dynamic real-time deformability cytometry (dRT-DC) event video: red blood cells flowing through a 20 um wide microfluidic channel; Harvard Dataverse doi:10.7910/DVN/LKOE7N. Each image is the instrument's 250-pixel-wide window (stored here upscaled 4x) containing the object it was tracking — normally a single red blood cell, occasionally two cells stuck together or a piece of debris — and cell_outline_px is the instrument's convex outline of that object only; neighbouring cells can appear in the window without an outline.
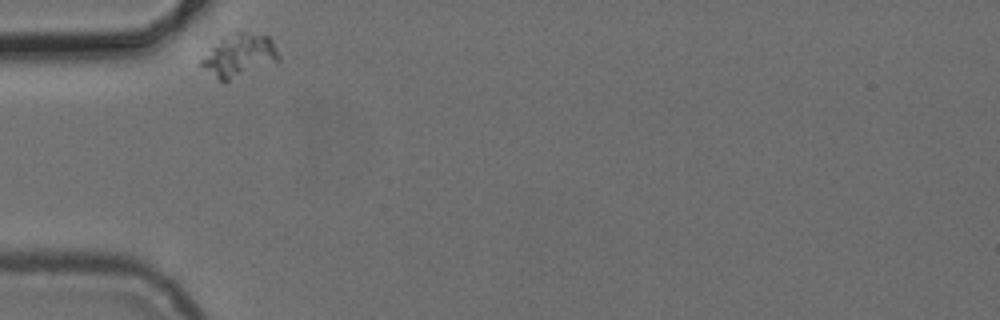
{"species": "common noctule bat (a hibernating species)", "species_latin": "Nyctalus noctula", "temperature_condition": "cold", "stored_images_in_passage": 8, "segment_of_instrument_passage": [2, 2], "camera_frame_rate_fps": 3000, "um_per_image_px": 0.085, "animal": {"sex": "female", "body_mass_g": 24.6, "forearm_length_mm": 56.2}, "frame": {"image": 1, "passage_image": 6, "time_ms": 6.0, "image_size_px": [1000, 320], "cell_outline_px": [[280, 60], [228, 80], [220, 80], [200, 64], [200, 60], [220, 36], [236, 32], [244, 32], [268, 36], [272, 40], [280, 56]], "centroid_in_image_um": [20.34, 4.66], "position_along_channel_um": 64.7, "area_um2": 18.84}}
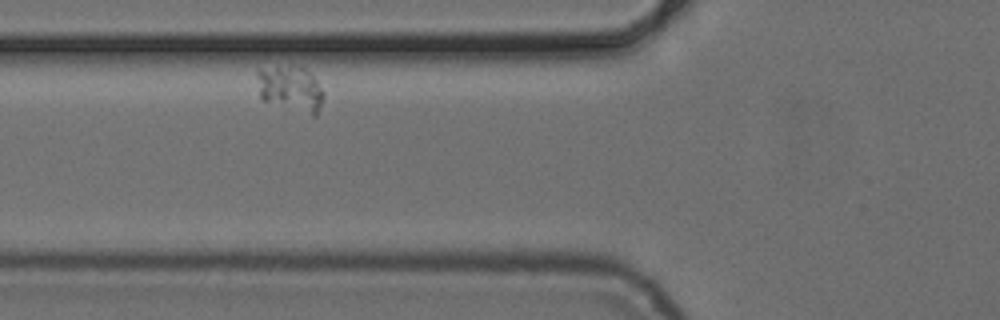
{"frame": {"image": 2, "passage_image": 7, "time_ms": 7.333, "image_size_px": [1000, 320], "cell_outline_px": [[324, 96], [320, 108], [316, 116], [312, 116], [260, 100], [256, 72], [256, 68], [304, 68], [316, 80], [324, 92]], "centroid_in_image_um": [24.68, 7.6], "position_along_channel_um": 101.1, "area_um2": 17.63}}